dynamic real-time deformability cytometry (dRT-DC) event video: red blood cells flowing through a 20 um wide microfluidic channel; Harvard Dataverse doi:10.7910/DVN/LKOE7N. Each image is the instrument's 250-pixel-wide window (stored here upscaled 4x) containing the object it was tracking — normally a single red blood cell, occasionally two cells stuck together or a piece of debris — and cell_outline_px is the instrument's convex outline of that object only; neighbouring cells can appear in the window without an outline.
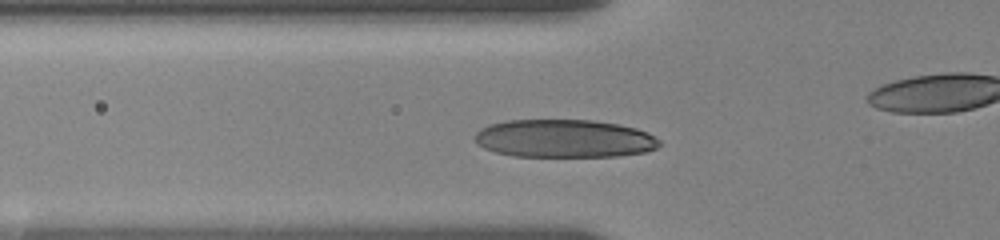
{"species": "human", "species_latin": "Homo sapiens", "temperature_condition": "room temperature", "stored_images_in_passage": 23, "camera_frame_rate_fps": 3000, "um_per_image_px": 0.085, "donor": {"sex": "female"}, "frame": {"image": 1, "passage_image": 4, "time_ms": 2.667, "image_size_px": [1000, 240], "cell_outline_px": [[660, 144], [656, 148], [644, 152], [616, 156], [512, 156], [496, 152], [484, 148], [476, 144], [476, 132], [480, 128], [488, 124], [504, 120], [592, 120], [616, 124], [636, 128], [648, 132], [660, 140]], "centroid_in_image_um": [47.94, 11.77], "position_along_channel_um": 77.9, "area_um2": 40.98}}
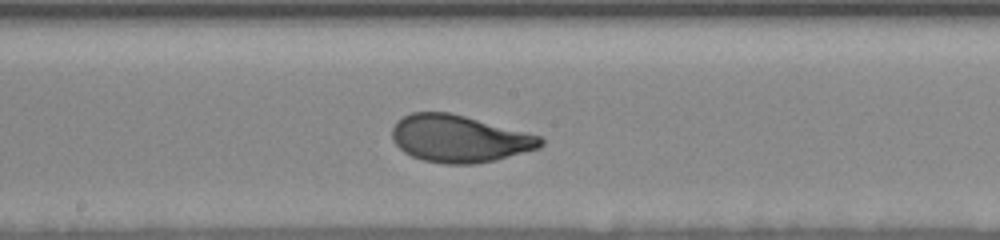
{"frame": {"image": 2, "passage_image": 13, "time_ms": 6.333, "image_size_px": [1000, 240], "cell_outline_px": [[544, 144], [540, 148], [476, 164], [444, 164], [424, 160], [412, 156], [404, 152], [392, 140], [392, 128], [396, 120], [412, 112], [448, 112], [464, 116], [540, 136], [544, 140]], "centroid_in_image_um": [39.0, 11.79], "position_along_channel_um": 209.2, "area_um2": 40.46}}
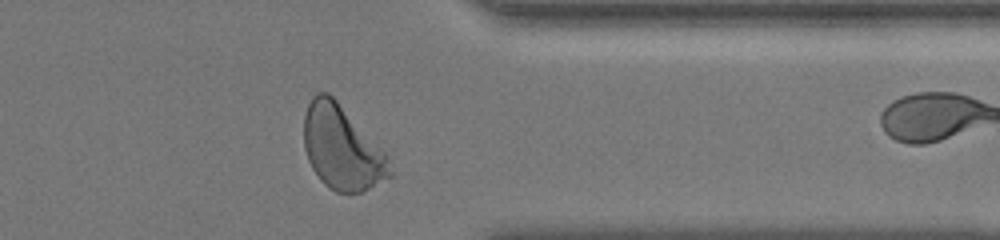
{"frame": {"image": 3, "passage_image": 22, "time_ms": 11.333, "image_size_px": [1000, 240], "cell_outline_px": [[392, 176], [360, 192], [336, 192], [328, 188], [320, 180], [312, 168], [308, 160], [304, 148], [304, 116], [308, 104], [312, 96], [316, 92], [328, 92], [336, 100], [388, 156], [392, 172]], "centroid_in_image_um": [29.03, 12.57], "position_along_channel_um": 382.4, "area_um2": 41.56}}